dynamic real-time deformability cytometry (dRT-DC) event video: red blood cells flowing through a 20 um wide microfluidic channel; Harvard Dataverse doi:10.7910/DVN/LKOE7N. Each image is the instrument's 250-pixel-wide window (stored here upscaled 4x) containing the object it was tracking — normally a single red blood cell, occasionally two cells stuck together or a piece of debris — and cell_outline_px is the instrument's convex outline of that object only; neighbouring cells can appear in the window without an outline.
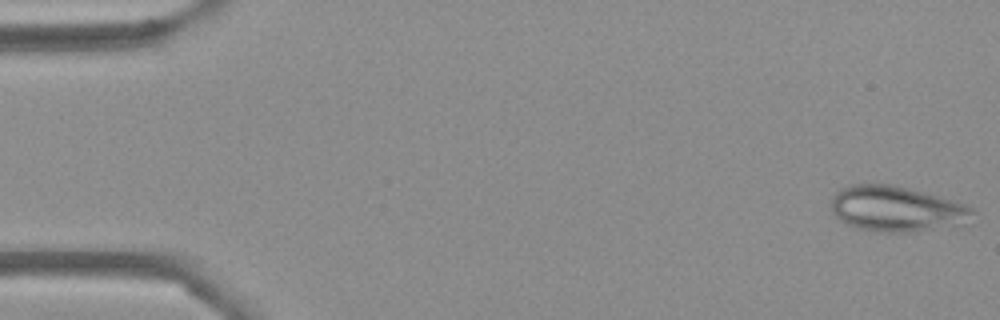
{"species": "Egyptian fruit bat (a non-hibernating species)", "species_latin": "Rousettus aegyptiacus", "temperature_condition": "cold", "stored_images_in_passage": 54, "camera_frame_rate_fps": 3000, "um_per_image_px": 0.085, "frame": {"image": 1, "passage_image": 1, "time_ms": 0.0, "image_size_px": [1000, 320], "cell_outline_px": [[976, 212], [960, 224], [912, 232], [880, 232], [856, 228], [840, 220], [832, 212], [832, 196], [840, 188], [848, 184], [892, 184], [936, 196], [964, 204], [972, 208]], "centroid_in_image_um": [76.12, 17.75], "position_along_channel_um": 8.9, "area_um2": 36.99}}
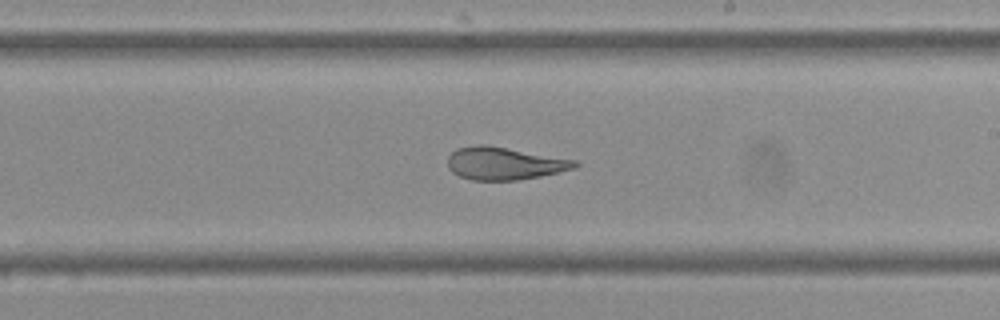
{"frame": {"image": 2, "passage_image": 31, "time_ms": 10.0, "image_size_px": [1000, 320], "cell_outline_px": [[580, 164], [576, 168], [540, 176], [516, 180], [472, 180], [460, 176], [452, 172], [448, 168], [448, 156], [456, 148], [476, 144], [484, 144], [576, 160]], "centroid_in_image_um": [42.85, 13.89], "position_along_channel_um": 246.2, "area_um2": 24.1}}
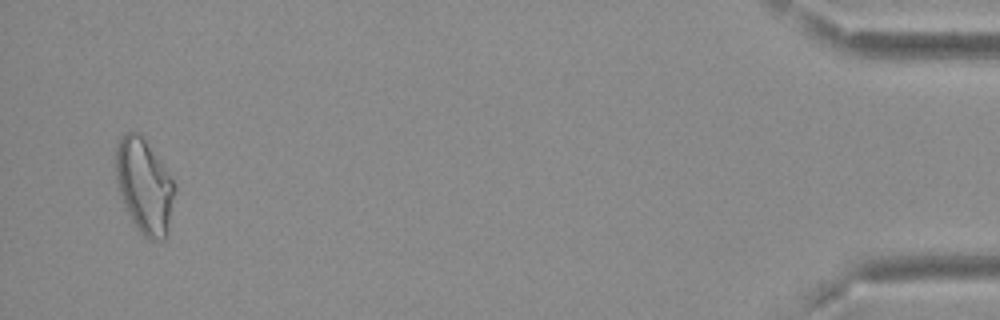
{"frame": {"image": 3, "passage_image": 52, "time_ms": 17.0, "image_size_px": [1000, 320], "cell_outline_px": [[176, 188], [168, 236], [164, 240], [148, 240], [136, 228], [128, 216], [120, 196], [116, 180], [116, 144], [120, 136], [128, 132], [140, 132], [176, 184]], "centroid_in_image_um": [12.27, 15.85], "position_along_channel_um": 422.9, "area_um2": 33.0}, "authors_computed_cell_mechanics": {"area_um2": 28.0908, "velocity_mm_per_s": 3.7149, "shape_relaxation_time_tau1_ms": null, "shape_relaxation_time_tau2_ms": 2.7023, "deformation_change_tau1": null, "deformation_change_tau2": 0.0933}}